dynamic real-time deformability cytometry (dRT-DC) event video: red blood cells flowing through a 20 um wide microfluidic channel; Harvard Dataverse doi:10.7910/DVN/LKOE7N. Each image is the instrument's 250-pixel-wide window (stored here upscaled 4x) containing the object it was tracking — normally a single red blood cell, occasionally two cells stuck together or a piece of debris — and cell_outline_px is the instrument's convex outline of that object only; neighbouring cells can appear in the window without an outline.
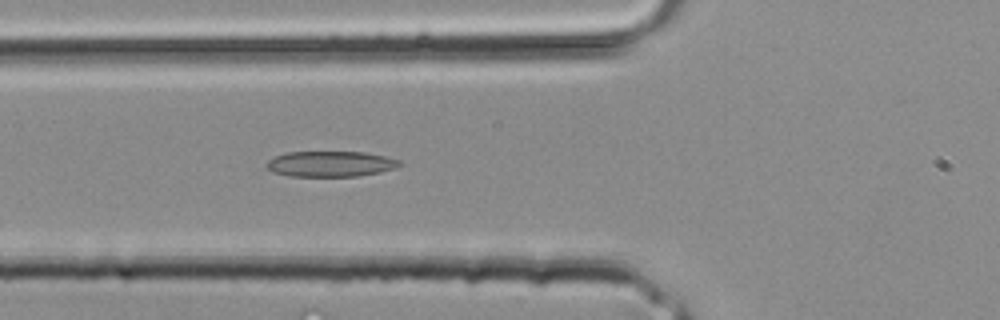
{"species": "common noctule bat (a hibernating species)", "species_latin": "Nyctalus noctula", "temperature_condition": "room temperature", "stored_images_in_passage": 7, "camera_frame_rate_fps": 3000, "um_per_image_px": 0.085, "animal": {"sex": "male", "body_mass_g": 20.4}, "frame": {"image": 1, "passage_image": 5, "time_ms": 1.333, "image_size_px": [1000, 320], "cell_outline_px": [[404, 164], [396, 168], [380, 172], [356, 176], [288, 176], [272, 172], [264, 164], [268, 160], [276, 156], [288, 152], [364, 152], [404, 160]], "centroid_in_image_um": [28.13, 13.93], "position_along_channel_um": 97.7, "area_um2": 20.0}}
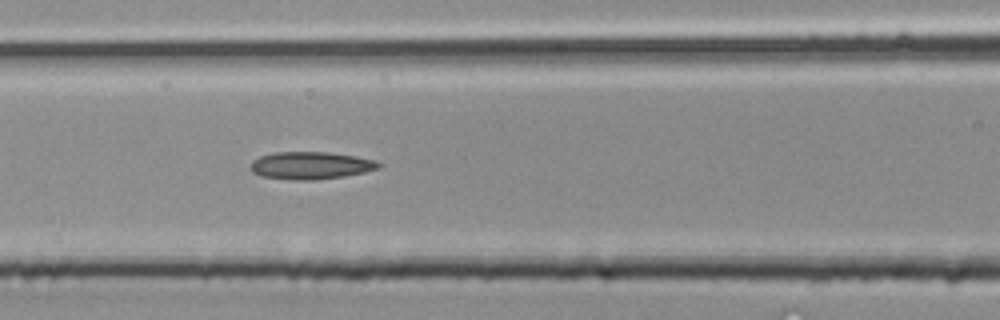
{"frame": {"image": 2, "passage_image": 7, "time_ms": 2.0, "image_size_px": [1000, 320], "cell_outline_px": [[384, 164], [380, 168], [364, 172], [344, 176], [312, 180], [296, 180], [264, 176], [252, 172], [252, 160], [260, 156], [276, 152], [328, 152], [356, 156], [376, 160]], "centroid_in_image_um": [26.48, 14.05], "position_along_channel_um": 140.1, "area_um2": 20.4}}